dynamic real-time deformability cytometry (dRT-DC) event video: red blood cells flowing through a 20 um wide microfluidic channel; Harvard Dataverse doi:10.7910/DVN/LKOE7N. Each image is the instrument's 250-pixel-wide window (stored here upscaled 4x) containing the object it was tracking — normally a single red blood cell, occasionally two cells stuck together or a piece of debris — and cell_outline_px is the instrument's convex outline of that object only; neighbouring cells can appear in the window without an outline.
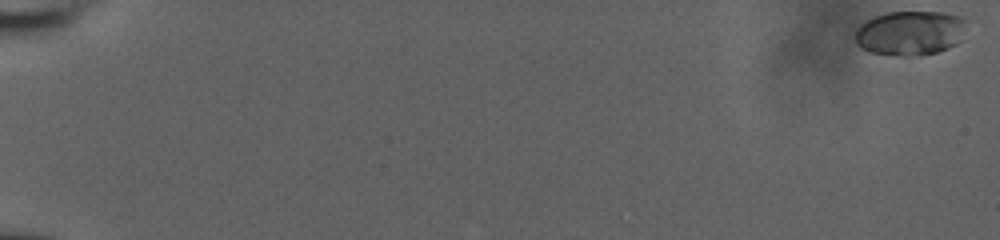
{"species": "human", "species_latin": "Homo sapiens", "temperature_condition": "room temperature", "stored_images_in_passage": 59, "camera_frame_rate_fps": 3000, "um_per_image_px": 0.085, "donor": {"sex": "male"}, "frame": {"image": 1, "passage_image": 1, "time_ms": 0.0, "image_size_px": [1000, 240], "cell_outline_px": [[964, 20], [960, 40], [956, 44], [948, 48], [936, 52], [920, 56], [900, 56], [868, 52], [860, 48], [856, 44], [856, 32], [860, 24], [876, 16], [888, 12], [940, 12], [960, 16]], "centroid_in_image_um": [77.32, 2.82], "position_along_channel_um": 7.7, "area_um2": 28.73}}
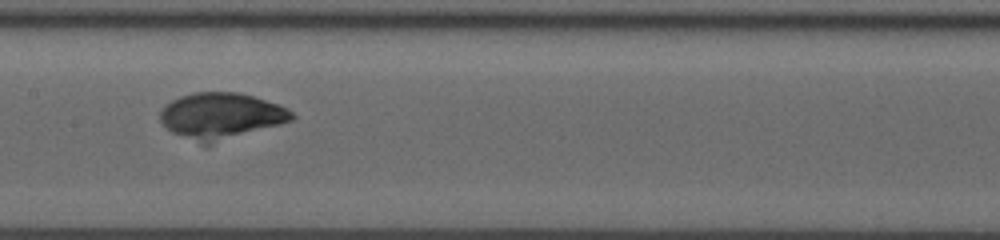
{"frame": {"image": 2, "passage_image": 33, "time_ms": 10.667, "image_size_px": [1000, 240], "cell_outline_px": [[296, 116], [292, 120], [280, 124], [212, 144], [200, 144], [172, 132], [160, 120], [160, 112], [164, 104], [180, 96], [192, 92], [240, 92], [288, 108]], "centroid_in_image_um": [18.76, 9.84], "position_along_channel_um": 188.6, "area_um2": 35.26}}
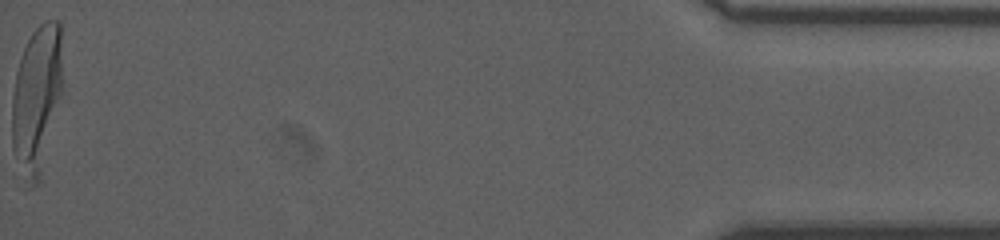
{"frame": {"image": 3, "passage_image": 59, "time_ms": 19.333, "image_size_px": [1000, 240], "cell_outline_px": [[60, 96], [40, 180], [32, 188], [24, 188], [12, 144], [12, 100], [16, 72], [20, 56], [32, 32], [44, 20], [56, 20], [60, 24]], "centroid_in_image_um": [3.07, 8.51], "position_along_channel_um": 432.1, "area_um2": 43.06}}